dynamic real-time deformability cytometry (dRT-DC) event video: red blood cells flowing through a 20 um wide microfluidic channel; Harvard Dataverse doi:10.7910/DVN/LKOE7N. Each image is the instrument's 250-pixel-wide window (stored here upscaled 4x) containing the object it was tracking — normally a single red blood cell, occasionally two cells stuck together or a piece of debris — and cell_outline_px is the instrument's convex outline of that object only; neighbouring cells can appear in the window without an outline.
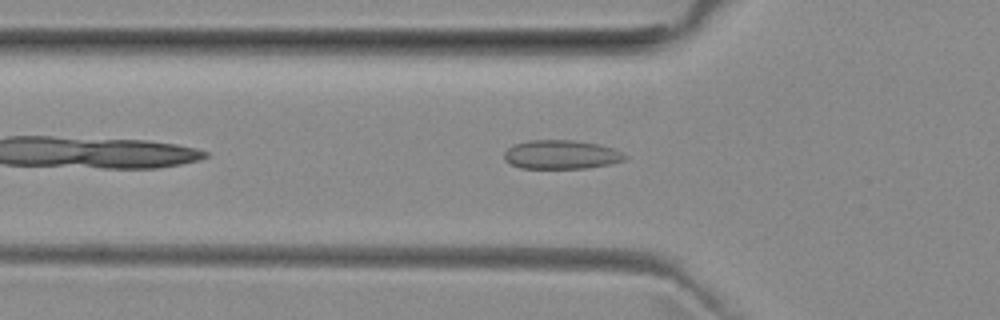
{"species": "common noctule bat (a hibernating species)", "species_latin": "Nyctalus noctula", "temperature_condition": "room temperature", "stored_images_in_passage": 35, "camera_frame_rate_fps": 3000, "um_per_image_px": 0.085, "animal": {"sex": "female", "body_mass_g": 29.2, "forearm_length_mm": 56.3}, "frame": {"image": 1, "passage_image": 5, "time_ms": 1.333, "image_size_px": [1000, 320], "cell_outline_px": [[628, 156], [624, 160], [608, 164], [588, 168], [520, 168], [504, 160], [504, 152], [512, 144], [528, 140], [572, 140], [596, 144], [612, 148], [624, 152]], "centroid_in_image_um": [47.68, 13.14], "position_along_channel_um": 78.1, "area_um2": 20.35}}
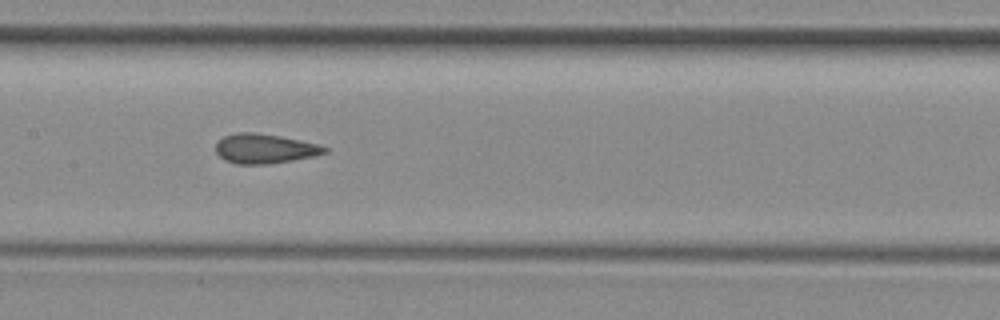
{"frame": {"image": 2, "passage_image": 13, "time_ms": 4.0, "image_size_px": [1000, 320], "cell_outline_px": [[328, 152], [312, 156], [292, 160], [264, 164], [236, 164], [224, 160], [216, 152], [216, 144], [224, 136], [240, 132], [252, 132], [280, 136], [316, 144], [328, 148]], "centroid_in_image_um": [22.47, 12.64], "position_along_channel_um": 184.9, "area_um2": 18.44}}
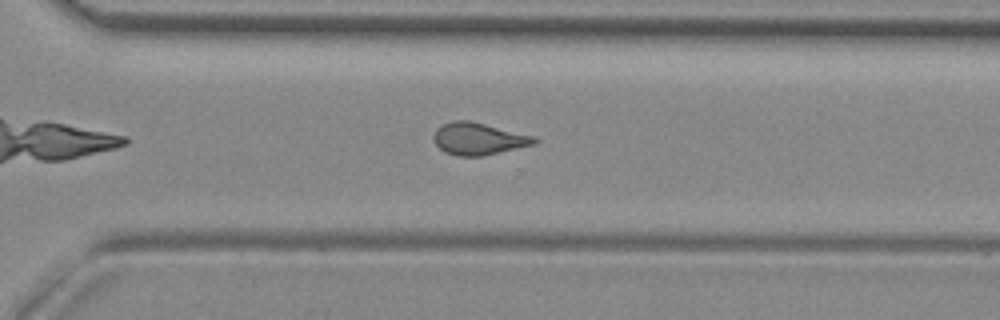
{"frame": {"image": 3, "passage_image": 24, "time_ms": 7.667, "image_size_px": [1000, 320], "cell_outline_px": [[540, 140], [536, 144], [484, 156], [456, 156], [444, 152], [436, 144], [432, 136], [436, 128], [440, 124], [452, 120], [468, 120], [536, 136]], "centroid_in_image_um": [40.68, 11.79], "position_along_channel_um": 329.9, "area_um2": 19.19}, "authors_computed_cell_mechanics": {"area_um2": 18.6694, "velocity_mm_per_s": 3.9751, "shape_relaxation_time_tau1_ms": null, "shape_relaxation_time_tau2_ms": 1.6733, "deformation_change_tau1": null, "deformation_change_tau2": 0.0686}}